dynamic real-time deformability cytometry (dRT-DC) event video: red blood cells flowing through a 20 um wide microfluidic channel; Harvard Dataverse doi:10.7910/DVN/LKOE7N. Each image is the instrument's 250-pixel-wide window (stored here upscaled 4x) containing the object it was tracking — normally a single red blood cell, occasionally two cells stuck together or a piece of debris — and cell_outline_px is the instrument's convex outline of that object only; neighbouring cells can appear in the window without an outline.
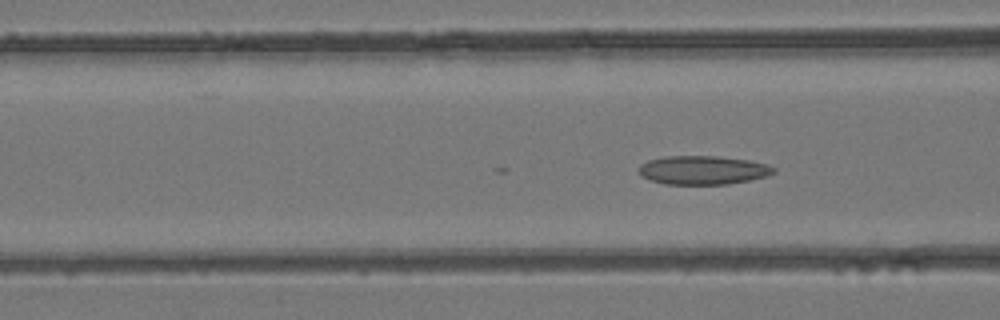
{"species": "common noctule bat (a hibernating species)", "species_latin": "Nyctalus noctula", "temperature_condition": "room temperature", "stored_images_in_passage": 19, "camera_frame_rate_fps": 3000, "um_per_image_px": 0.085, "animal": {"sex": "female", "body_mass_g": 24.6, "forearm_length_mm": 56.2}, "frame": {"image": 1, "passage_image": 19, "time_ms": 6.0, "image_size_px": [1000, 320], "cell_outline_px": [[776, 172], [768, 176], [728, 184], [664, 184], [640, 176], [636, 168], [640, 164], [648, 160], [664, 156], [716, 156], [748, 160], [768, 164], [776, 168]], "centroid_in_image_um": [59.73, 14.45], "position_along_channel_um": 106.9, "area_um2": 22.77}}